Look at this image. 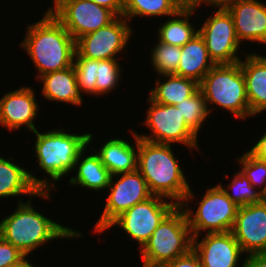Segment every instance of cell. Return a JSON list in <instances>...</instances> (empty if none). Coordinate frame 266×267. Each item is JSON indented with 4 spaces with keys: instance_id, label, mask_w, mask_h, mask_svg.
Listing matches in <instances>:
<instances>
[{
    "instance_id": "cell-1",
    "label": "cell",
    "mask_w": 266,
    "mask_h": 267,
    "mask_svg": "<svg viewBox=\"0 0 266 267\" xmlns=\"http://www.w3.org/2000/svg\"><path fill=\"white\" fill-rule=\"evenodd\" d=\"M51 193L53 194L52 191H39L27 201L18 202L15 205L17 207L13 208L14 211L12 213L10 211L9 215L4 214V218L2 217L0 221V236L26 257L32 258L31 254L52 244L51 241L56 242L58 239L72 241L84 236L83 232L60 224L59 221L53 220L54 218L51 219L47 214H43L41 210L38 211L33 204L35 197L47 199L51 203L54 197Z\"/></svg>"
},
{
    "instance_id": "cell-2",
    "label": "cell",
    "mask_w": 266,
    "mask_h": 267,
    "mask_svg": "<svg viewBox=\"0 0 266 267\" xmlns=\"http://www.w3.org/2000/svg\"><path fill=\"white\" fill-rule=\"evenodd\" d=\"M62 127L54 126L51 130L46 128L45 131L38 128L33 132L35 142L34 149L31 148L33 150L31 155L37 158L38 164L35 171L29 170V175L31 182L40 191L58 190L55 184H60L62 179L65 180L66 176H70L79 154L89 145V130L80 133L78 129L76 133ZM38 170L47 178L36 176L34 172Z\"/></svg>"
},
{
    "instance_id": "cell-3",
    "label": "cell",
    "mask_w": 266,
    "mask_h": 267,
    "mask_svg": "<svg viewBox=\"0 0 266 267\" xmlns=\"http://www.w3.org/2000/svg\"><path fill=\"white\" fill-rule=\"evenodd\" d=\"M25 30L19 46L32 61L36 80L73 65L75 39L47 8L41 19L28 23Z\"/></svg>"
},
{
    "instance_id": "cell-4",
    "label": "cell",
    "mask_w": 266,
    "mask_h": 267,
    "mask_svg": "<svg viewBox=\"0 0 266 267\" xmlns=\"http://www.w3.org/2000/svg\"><path fill=\"white\" fill-rule=\"evenodd\" d=\"M175 145L150 142L138 137L137 170L141 173L153 195L161 196L181 205L190 190V183ZM177 156V157H176Z\"/></svg>"
},
{
    "instance_id": "cell-5",
    "label": "cell",
    "mask_w": 266,
    "mask_h": 267,
    "mask_svg": "<svg viewBox=\"0 0 266 267\" xmlns=\"http://www.w3.org/2000/svg\"><path fill=\"white\" fill-rule=\"evenodd\" d=\"M199 90L207 102L210 114L218 107L238 121L253 118L239 62L215 65L199 83Z\"/></svg>"
},
{
    "instance_id": "cell-6",
    "label": "cell",
    "mask_w": 266,
    "mask_h": 267,
    "mask_svg": "<svg viewBox=\"0 0 266 267\" xmlns=\"http://www.w3.org/2000/svg\"><path fill=\"white\" fill-rule=\"evenodd\" d=\"M192 187L180 205L186 213L192 237L199 236L201 233L231 231L239 206L226 195L218 184L206 188L205 192H202L203 196L200 200L196 197L198 195ZM193 202L196 203L195 206H190Z\"/></svg>"
},
{
    "instance_id": "cell-7",
    "label": "cell",
    "mask_w": 266,
    "mask_h": 267,
    "mask_svg": "<svg viewBox=\"0 0 266 267\" xmlns=\"http://www.w3.org/2000/svg\"><path fill=\"white\" fill-rule=\"evenodd\" d=\"M193 237L185 211L178 205L155 229L139 251L141 267H161L187 254L192 249Z\"/></svg>"
},
{
    "instance_id": "cell-8",
    "label": "cell",
    "mask_w": 266,
    "mask_h": 267,
    "mask_svg": "<svg viewBox=\"0 0 266 267\" xmlns=\"http://www.w3.org/2000/svg\"><path fill=\"white\" fill-rule=\"evenodd\" d=\"M147 110L145 111V119L141 122L145 125L146 131L136 134L139 138L144 140L186 147L188 150L200 153V143L198 136L184 121L179 108L175 105L159 104L151 100L149 97L146 99Z\"/></svg>"
},
{
    "instance_id": "cell-9",
    "label": "cell",
    "mask_w": 266,
    "mask_h": 267,
    "mask_svg": "<svg viewBox=\"0 0 266 267\" xmlns=\"http://www.w3.org/2000/svg\"><path fill=\"white\" fill-rule=\"evenodd\" d=\"M106 192L108 197H105V204L101 206L103 210L92 228L97 235L105 233L122 213L153 196L138 170L111 176Z\"/></svg>"
},
{
    "instance_id": "cell-10",
    "label": "cell",
    "mask_w": 266,
    "mask_h": 267,
    "mask_svg": "<svg viewBox=\"0 0 266 267\" xmlns=\"http://www.w3.org/2000/svg\"><path fill=\"white\" fill-rule=\"evenodd\" d=\"M178 205L167 198L153 195L146 201L135 204L117 217L105 230L118 228L125 233V237H130L136 243L138 251L147 243L158 225L177 207ZM113 227V228H112Z\"/></svg>"
},
{
    "instance_id": "cell-11",
    "label": "cell",
    "mask_w": 266,
    "mask_h": 267,
    "mask_svg": "<svg viewBox=\"0 0 266 267\" xmlns=\"http://www.w3.org/2000/svg\"><path fill=\"white\" fill-rule=\"evenodd\" d=\"M198 26L209 56L216 65L235 64L241 61L247 52H243L234 27L232 15L225 8H212ZM240 51L242 53L240 54ZM240 54V56H239Z\"/></svg>"
},
{
    "instance_id": "cell-12",
    "label": "cell",
    "mask_w": 266,
    "mask_h": 267,
    "mask_svg": "<svg viewBox=\"0 0 266 267\" xmlns=\"http://www.w3.org/2000/svg\"><path fill=\"white\" fill-rule=\"evenodd\" d=\"M132 27V23L124 16H117L108 25L78 38L75 41L76 53L80 57L94 60H119L123 54L120 59L123 60L128 54L127 46L130 40L133 41L135 34Z\"/></svg>"
},
{
    "instance_id": "cell-13",
    "label": "cell",
    "mask_w": 266,
    "mask_h": 267,
    "mask_svg": "<svg viewBox=\"0 0 266 267\" xmlns=\"http://www.w3.org/2000/svg\"><path fill=\"white\" fill-rule=\"evenodd\" d=\"M75 41L111 23L117 16L90 0H58L47 7Z\"/></svg>"
},
{
    "instance_id": "cell-14",
    "label": "cell",
    "mask_w": 266,
    "mask_h": 267,
    "mask_svg": "<svg viewBox=\"0 0 266 267\" xmlns=\"http://www.w3.org/2000/svg\"><path fill=\"white\" fill-rule=\"evenodd\" d=\"M122 61L106 59L94 60L74 54L73 66L80 92L87 97H104L117 91L123 80ZM89 95V96H88Z\"/></svg>"
},
{
    "instance_id": "cell-15",
    "label": "cell",
    "mask_w": 266,
    "mask_h": 267,
    "mask_svg": "<svg viewBox=\"0 0 266 267\" xmlns=\"http://www.w3.org/2000/svg\"><path fill=\"white\" fill-rule=\"evenodd\" d=\"M36 90L27 85H22L15 90L6 91L0 98V127L9 132H20L23 128L26 132H34L39 124H35L38 118L40 106L36 98ZM37 99V100H36ZM41 101V102H40ZM39 102V103H38Z\"/></svg>"
},
{
    "instance_id": "cell-16",
    "label": "cell",
    "mask_w": 266,
    "mask_h": 267,
    "mask_svg": "<svg viewBox=\"0 0 266 267\" xmlns=\"http://www.w3.org/2000/svg\"><path fill=\"white\" fill-rule=\"evenodd\" d=\"M192 249L199 257L202 267H243L244 265V253L231 231L194 236Z\"/></svg>"
},
{
    "instance_id": "cell-17",
    "label": "cell",
    "mask_w": 266,
    "mask_h": 267,
    "mask_svg": "<svg viewBox=\"0 0 266 267\" xmlns=\"http://www.w3.org/2000/svg\"><path fill=\"white\" fill-rule=\"evenodd\" d=\"M231 233L245 256L266 253V198L239 206Z\"/></svg>"
},
{
    "instance_id": "cell-18",
    "label": "cell",
    "mask_w": 266,
    "mask_h": 267,
    "mask_svg": "<svg viewBox=\"0 0 266 267\" xmlns=\"http://www.w3.org/2000/svg\"><path fill=\"white\" fill-rule=\"evenodd\" d=\"M129 132L130 138H134V141H130V138L128 140V138L123 136L119 137L116 133V137L113 135L109 137L110 139H104V142L102 141L103 145L98 142V145H100L98 147V145L94 144V133L89 131V145L99 155L101 162L108 169L111 176L137 170L138 136L134 129Z\"/></svg>"
},
{
    "instance_id": "cell-19",
    "label": "cell",
    "mask_w": 266,
    "mask_h": 267,
    "mask_svg": "<svg viewBox=\"0 0 266 267\" xmlns=\"http://www.w3.org/2000/svg\"><path fill=\"white\" fill-rule=\"evenodd\" d=\"M232 15L236 36L241 45L257 44L266 47L265 0H237L226 8ZM244 42V43H243ZM260 44V45H259Z\"/></svg>"
},
{
    "instance_id": "cell-20",
    "label": "cell",
    "mask_w": 266,
    "mask_h": 267,
    "mask_svg": "<svg viewBox=\"0 0 266 267\" xmlns=\"http://www.w3.org/2000/svg\"><path fill=\"white\" fill-rule=\"evenodd\" d=\"M70 176L67 182L68 186L72 185L74 188L79 186L80 189L85 188L86 191L88 190L90 193L95 191L97 194L99 192L103 194L106 191L111 178L108 169L103 165L99 155L90 145L79 154Z\"/></svg>"
},
{
    "instance_id": "cell-21",
    "label": "cell",
    "mask_w": 266,
    "mask_h": 267,
    "mask_svg": "<svg viewBox=\"0 0 266 267\" xmlns=\"http://www.w3.org/2000/svg\"><path fill=\"white\" fill-rule=\"evenodd\" d=\"M239 63L245 79L250 113L256 118L266 112V55L248 52Z\"/></svg>"
},
{
    "instance_id": "cell-22",
    "label": "cell",
    "mask_w": 266,
    "mask_h": 267,
    "mask_svg": "<svg viewBox=\"0 0 266 267\" xmlns=\"http://www.w3.org/2000/svg\"><path fill=\"white\" fill-rule=\"evenodd\" d=\"M37 83L42 86L40 90L41 97L44 96V100L49 103H64V105H74L77 108L84 104L85 98L77 85L73 65L63 70L42 75L37 79Z\"/></svg>"
},
{
    "instance_id": "cell-23",
    "label": "cell",
    "mask_w": 266,
    "mask_h": 267,
    "mask_svg": "<svg viewBox=\"0 0 266 267\" xmlns=\"http://www.w3.org/2000/svg\"><path fill=\"white\" fill-rule=\"evenodd\" d=\"M14 156L0 153V199H9L22 202L24 198L34 197L40 190L31 182L28 165L19 163Z\"/></svg>"
},
{
    "instance_id": "cell-24",
    "label": "cell",
    "mask_w": 266,
    "mask_h": 267,
    "mask_svg": "<svg viewBox=\"0 0 266 267\" xmlns=\"http://www.w3.org/2000/svg\"><path fill=\"white\" fill-rule=\"evenodd\" d=\"M199 33L181 47V59L174 75L200 83L215 66Z\"/></svg>"
},
{
    "instance_id": "cell-25",
    "label": "cell",
    "mask_w": 266,
    "mask_h": 267,
    "mask_svg": "<svg viewBox=\"0 0 266 267\" xmlns=\"http://www.w3.org/2000/svg\"><path fill=\"white\" fill-rule=\"evenodd\" d=\"M197 10L199 11L198 8H180L174 15L166 18L167 20H161L162 23L157 24L156 39L173 46H184L198 34V25L192 22V16L195 14L199 19Z\"/></svg>"
},
{
    "instance_id": "cell-26",
    "label": "cell",
    "mask_w": 266,
    "mask_h": 267,
    "mask_svg": "<svg viewBox=\"0 0 266 267\" xmlns=\"http://www.w3.org/2000/svg\"><path fill=\"white\" fill-rule=\"evenodd\" d=\"M149 87V98L156 103L176 105L199 90V83L177 75H159Z\"/></svg>"
},
{
    "instance_id": "cell-27",
    "label": "cell",
    "mask_w": 266,
    "mask_h": 267,
    "mask_svg": "<svg viewBox=\"0 0 266 267\" xmlns=\"http://www.w3.org/2000/svg\"><path fill=\"white\" fill-rule=\"evenodd\" d=\"M180 8L175 0H124L122 16L129 22L134 21V18L162 20L174 15Z\"/></svg>"
},
{
    "instance_id": "cell-28",
    "label": "cell",
    "mask_w": 266,
    "mask_h": 267,
    "mask_svg": "<svg viewBox=\"0 0 266 267\" xmlns=\"http://www.w3.org/2000/svg\"><path fill=\"white\" fill-rule=\"evenodd\" d=\"M230 183L222 185L217 183L226 195L238 206H245L253 203L262 202L266 196L255 188L249 179L240 170L236 171L231 179Z\"/></svg>"
},
{
    "instance_id": "cell-29",
    "label": "cell",
    "mask_w": 266,
    "mask_h": 267,
    "mask_svg": "<svg viewBox=\"0 0 266 267\" xmlns=\"http://www.w3.org/2000/svg\"><path fill=\"white\" fill-rule=\"evenodd\" d=\"M175 106L179 108L186 124L199 136L201 134L200 131L204 130V125L207 124L211 118L210 116H212L201 91L198 90L194 95Z\"/></svg>"
},
{
    "instance_id": "cell-30",
    "label": "cell",
    "mask_w": 266,
    "mask_h": 267,
    "mask_svg": "<svg viewBox=\"0 0 266 267\" xmlns=\"http://www.w3.org/2000/svg\"><path fill=\"white\" fill-rule=\"evenodd\" d=\"M154 41V46L149 50L152 71L156 76L175 74L181 59V47L162 43L157 39Z\"/></svg>"
},
{
    "instance_id": "cell-31",
    "label": "cell",
    "mask_w": 266,
    "mask_h": 267,
    "mask_svg": "<svg viewBox=\"0 0 266 267\" xmlns=\"http://www.w3.org/2000/svg\"><path fill=\"white\" fill-rule=\"evenodd\" d=\"M236 162L251 184L266 196V161L256 158L247 150L237 157Z\"/></svg>"
},
{
    "instance_id": "cell-32",
    "label": "cell",
    "mask_w": 266,
    "mask_h": 267,
    "mask_svg": "<svg viewBox=\"0 0 266 267\" xmlns=\"http://www.w3.org/2000/svg\"><path fill=\"white\" fill-rule=\"evenodd\" d=\"M25 257L21 251L0 236V267L16 265Z\"/></svg>"
},
{
    "instance_id": "cell-33",
    "label": "cell",
    "mask_w": 266,
    "mask_h": 267,
    "mask_svg": "<svg viewBox=\"0 0 266 267\" xmlns=\"http://www.w3.org/2000/svg\"><path fill=\"white\" fill-rule=\"evenodd\" d=\"M161 267H202V265L197 254L191 249L187 254L169 261Z\"/></svg>"
},
{
    "instance_id": "cell-34",
    "label": "cell",
    "mask_w": 266,
    "mask_h": 267,
    "mask_svg": "<svg viewBox=\"0 0 266 267\" xmlns=\"http://www.w3.org/2000/svg\"><path fill=\"white\" fill-rule=\"evenodd\" d=\"M258 135H260V138L259 136H257L258 137L256 139L257 141L253 143L254 145L253 144L251 145L252 148L250 147L248 151L256 158L266 161V130Z\"/></svg>"
},
{
    "instance_id": "cell-35",
    "label": "cell",
    "mask_w": 266,
    "mask_h": 267,
    "mask_svg": "<svg viewBox=\"0 0 266 267\" xmlns=\"http://www.w3.org/2000/svg\"><path fill=\"white\" fill-rule=\"evenodd\" d=\"M99 6L111 10L116 16H122L124 0H90Z\"/></svg>"
},
{
    "instance_id": "cell-36",
    "label": "cell",
    "mask_w": 266,
    "mask_h": 267,
    "mask_svg": "<svg viewBox=\"0 0 266 267\" xmlns=\"http://www.w3.org/2000/svg\"><path fill=\"white\" fill-rule=\"evenodd\" d=\"M243 267H266V253L245 256Z\"/></svg>"
},
{
    "instance_id": "cell-37",
    "label": "cell",
    "mask_w": 266,
    "mask_h": 267,
    "mask_svg": "<svg viewBox=\"0 0 266 267\" xmlns=\"http://www.w3.org/2000/svg\"><path fill=\"white\" fill-rule=\"evenodd\" d=\"M237 0H202V5L204 7L207 5L212 8H227L230 6L232 3H235Z\"/></svg>"
},
{
    "instance_id": "cell-38",
    "label": "cell",
    "mask_w": 266,
    "mask_h": 267,
    "mask_svg": "<svg viewBox=\"0 0 266 267\" xmlns=\"http://www.w3.org/2000/svg\"><path fill=\"white\" fill-rule=\"evenodd\" d=\"M181 8H201L202 0H175Z\"/></svg>"
},
{
    "instance_id": "cell-39",
    "label": "cell",
    "mask_w": 266,
    "mask_h": 267,
    "mask_svg": "<svg viewBox=\"0 0 266 267\" xmlns=\"http://www.w3.org/2000/svg\"><path fill=\"white\" fill-rule=\"evenodd\" d=\"M30 260V261H29ZM33 258L31 259L30 257H25L22 261H20L18 264L9 266V267H38L37 264L34 265L35 263Z\"/></svg>"
},
{
    "instance_id": "cell-40",
    "label": "cell",
    "mask_w": 266,
    "mask_h": 267,
    "mask_svg": "<svg viewBox=\"0 0 266 267\" xmlns=\"http://www.w3.org/2000/svg\"><path fill=\"white\" fill-rule=\"evenodd\" d=\"M57 1H58V0H51L50 3H52V4H50V5H51V6L54 5Z\"/></svg>"
}]
</instances>
